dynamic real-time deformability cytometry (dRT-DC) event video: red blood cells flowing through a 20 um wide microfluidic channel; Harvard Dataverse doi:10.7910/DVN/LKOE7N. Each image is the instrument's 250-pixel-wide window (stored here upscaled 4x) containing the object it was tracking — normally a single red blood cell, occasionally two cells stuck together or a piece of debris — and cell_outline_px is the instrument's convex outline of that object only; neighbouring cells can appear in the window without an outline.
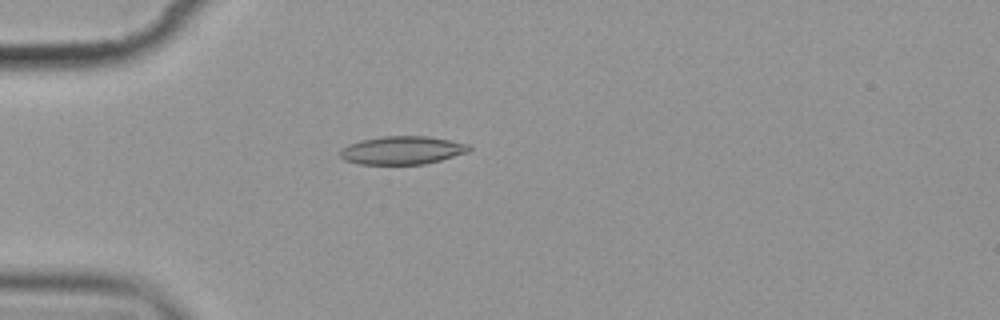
{"species": "common noctule bat (a hibernating species)", "species_latin": "Nyctalus noctula", "temperature_condition": "cold", "stored_images_in_passage": 6, "camera_frame_rate_fps": 3000, "um_per_image_px": 0.085, "animal": {"sex": "female", "body_mass_g": 19.9}, "frame": {"image": 1, "passage_image": 5, "time_ms": 5.0, "image_size_px": [1000, 320], "cell_outline_px": [[472, 148], [468, 152], [440, 160], [424, 164], [356, 164], [344, 160], [340, 156], [340, 152], [348, 144], [360, 140], [380, 136], [428, 136], [468, 144]], "centroid_in_image_um": [34.17, 12.77], "position_along_channel_um": 50.8, "area_um2": 21.15}}